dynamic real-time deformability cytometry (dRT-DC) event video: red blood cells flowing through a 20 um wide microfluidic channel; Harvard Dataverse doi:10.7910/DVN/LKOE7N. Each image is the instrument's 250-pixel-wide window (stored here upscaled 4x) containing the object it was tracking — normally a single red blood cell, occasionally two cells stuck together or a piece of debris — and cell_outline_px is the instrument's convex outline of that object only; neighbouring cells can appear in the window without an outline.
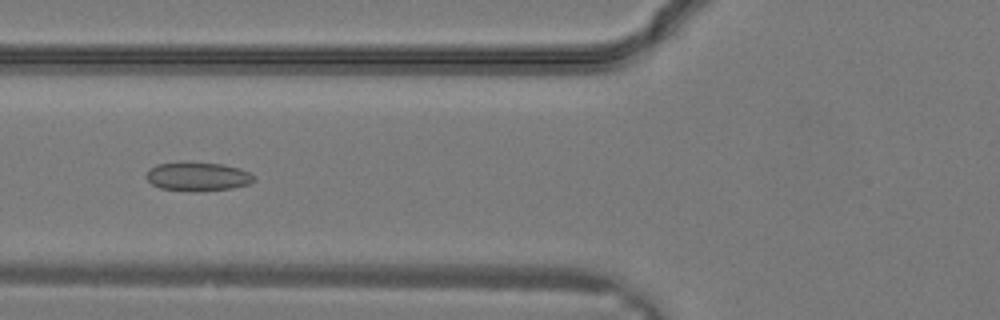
{"species": "common noctule bat (a hibernating species)", "species_latin": "Nyctalus noctula", "temperature_condition": "warm", "stored_images_in_passage": 18, "camera_frame_rate_fps": 3000, "um_per_image_px": 0.085, "animal": {"sex": "male", "body_mass_g": 19.2, "forearm_length_mm": 51.8}, "frame": {"image": 1, "passage_image": 11, "time_ms": 3.333, "image_size_px": [1000, 320], "cell_outline_px": [[256, 176], [248, 184], [232, 188], [160, 188], [152, 184], [144, 176], [156, 164], [180, 160], [224, 164], [240, 168]], "centroid_in_image_um": [16.78, 14.91], "position_along_channel_um": 109.0, "area_um2": 17.46}}
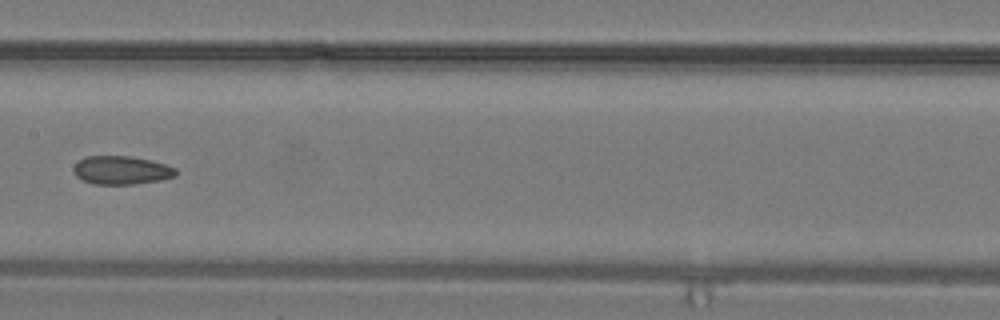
{"frame": {"image": 2, "passage_image": 15, "time_ms": 4.667, "image_size_px": [1000, 320], "cell_outline_px": [[176, 176], [160, 180], [132, 184], [96, 184], [84, 180], [76, 176], [72, 168], [84, 156], [132, 156], [152, 160], [176, 168]], "centroid_in_image_um": [10.33, 14.45], "position_along_channel_um": 197.1, "area_um2": 16.88}}
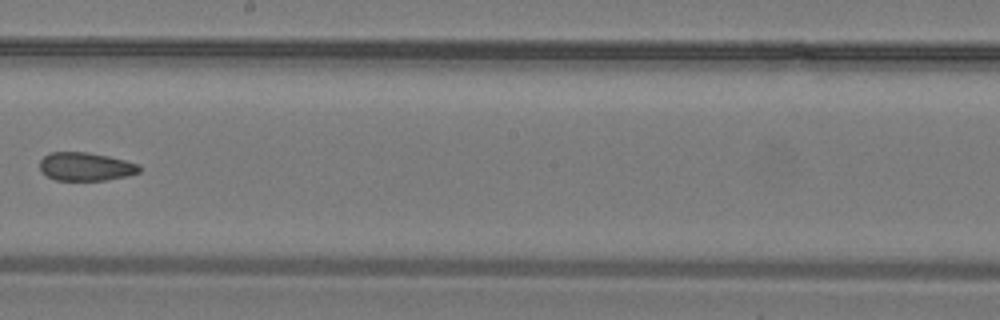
{"frame": {"image": 3, "passage_image": 17, "time_ms": 5.333, "image_size_px": [1000, 320], "cell_outline_px": [[140, 172], [128, 176], [104, 180], [56, 180], [40, 172], [40, 160], [48, 152], [88, 152], [108, 156], [140, 164]], "centroid_in_image_um": [7.27, 14.16], "position_along_channel_um": 240.9, "area_um2": 16.53}}